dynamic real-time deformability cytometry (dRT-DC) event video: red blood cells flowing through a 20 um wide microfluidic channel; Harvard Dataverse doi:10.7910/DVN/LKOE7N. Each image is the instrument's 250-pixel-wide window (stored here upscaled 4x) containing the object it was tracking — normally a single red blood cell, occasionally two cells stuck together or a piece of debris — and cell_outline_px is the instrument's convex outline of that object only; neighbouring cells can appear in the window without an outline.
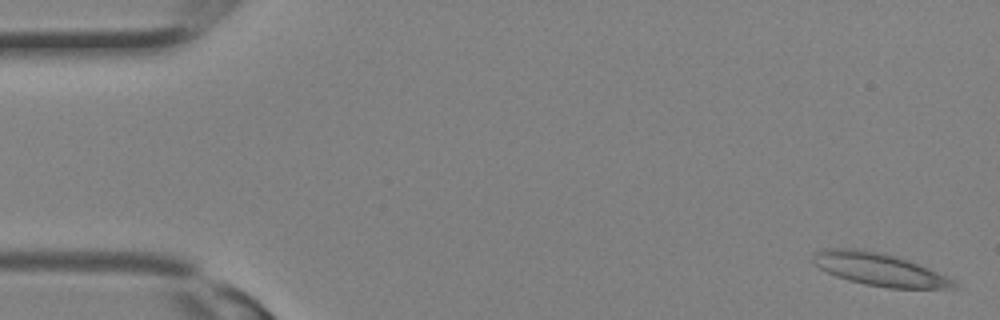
{"species": "Egyptian fruit bat (a non-hibernating species)", "species_latin": "Rousettus aegyptiacus", "temperature_condition": "room temperature", "stored_images_in_passage": 13, "camera_frame_rate_fps": 3000, "um_per_image_px": 0.085, "animal": {"sex": "female"}, "frame": {"image": 1, "passage_image": 1, "time_ms": 0.0, "image_size_px": [1000, 320], "cell_outline_px": [[956, 288], [888, 288], [864, 284], [848, 280], [836, 276], [820, 268], [812, 260], [816, 252], [824, 248], [856, 248], [876, 252], [908, 260], [928, 268], [956, 280]], "centroid_in_image_um": [74.75, 22.91], "position_along_channel_um": 10.3, "area_um2": 26.41}}
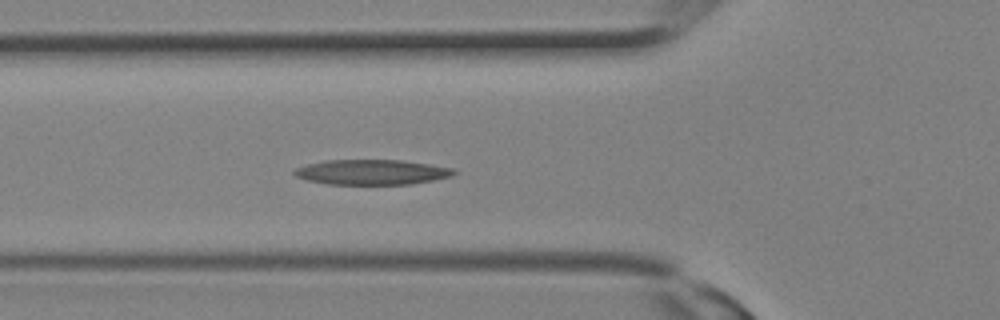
{"frame": {"image": 2, "passage_image": 11, "time_ms": 3.333, "image_size_px": [1000, 320], "cell_outline_px": [[460, 172], [452, 176], [412, 184], [328, 184], [308, 180], [296, 176], [292, 172], [296, 168], [304, 164], [324, 160], [400, 160], [428, 164], [452, 168]], "centroid_in_image_um": [31.59, 14.62], "position_along_channel_um": 94.2, "area_um2": 23.35}}
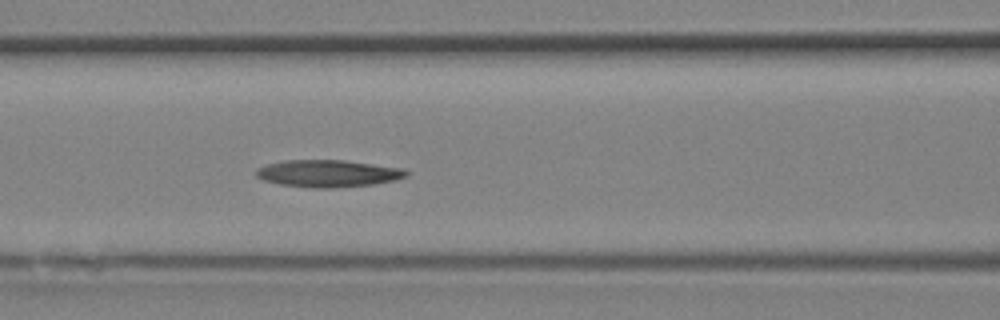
{"frame": {"image": 3, "passage_image": 13, "time_ms": 4.0, "image_size_px": [1000, 320], "cell_outline_px": [[408, 176], [396, 180], [372, 184], [332, 188], [308, 188], [280, 184], [264, 180], [256, 176], [256, 168], [268, 164], [284, 160], [344, 160], [404, 168], [408, 172]], "centroid_in_image_um": [27.89, 14.74], "position_along_channel_um": 138.7, "area_um2": 23.81}}